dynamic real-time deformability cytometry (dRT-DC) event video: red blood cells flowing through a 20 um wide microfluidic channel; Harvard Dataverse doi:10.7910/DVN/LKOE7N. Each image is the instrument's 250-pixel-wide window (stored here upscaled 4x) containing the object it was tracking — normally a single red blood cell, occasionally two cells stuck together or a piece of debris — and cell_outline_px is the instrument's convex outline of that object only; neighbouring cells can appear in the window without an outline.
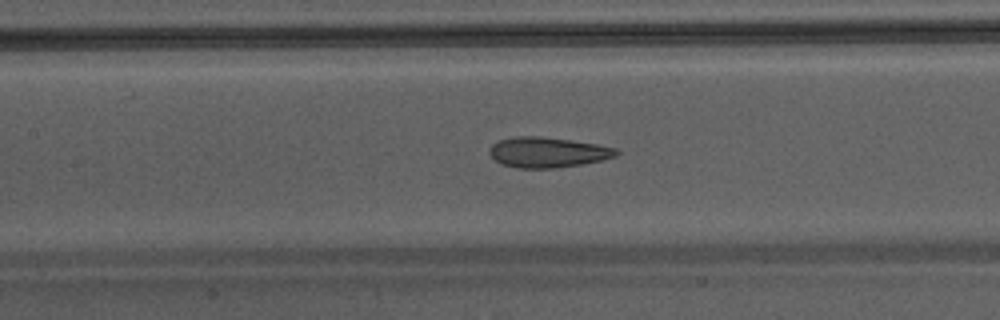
{"species": "Egyptian fruit bat (a non-hibernating species)", "species_latin": "Rousettus aegyptiacus", "temperature_condition": "warm", "stored_images_in_passage": 47, "camera_frame_rate_fps": 3000, "um_per_image_px": 0.085, "animal": {"sex": "male"}, "frame": {"image": 1, "passage_image": 23, "time_ms": 7.333, "image_size_px": [1000, 320], "cell_outline_px": [[620, 152], [616, 156], [600, 160], [580, 164], [556, 168], [516, 168], [504, 164], [496, 160], [488, 152], [492, 144], [500, 140], [516, 136], [540, 136], [596, 144], [616, 148]], "centroid_in_image_um": [46.54, 12.94], "position_along_channel_um": 160.9, "area_um2": 22.14}}
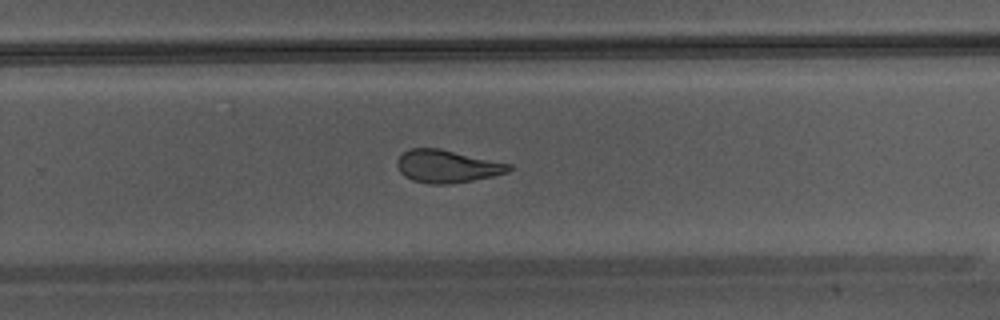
{"frame": {"image": 2, "passage_image": 32, "time_ms": 10.333, "image_size_px": [1000, 320], "cell_outline_px": [[512, 168], [508, 172], [492, 176], [472, 180], [448, 184], [428, 184], [412, 180], [404, 176], [400, 172], [396, 164], [396, 160], [408, 148], [440, 148], [512, 164]], "centroid_in_image_um": [37.98, 14.13], "position_along_channel_um": 291.8, "area_um2": 21.39}}
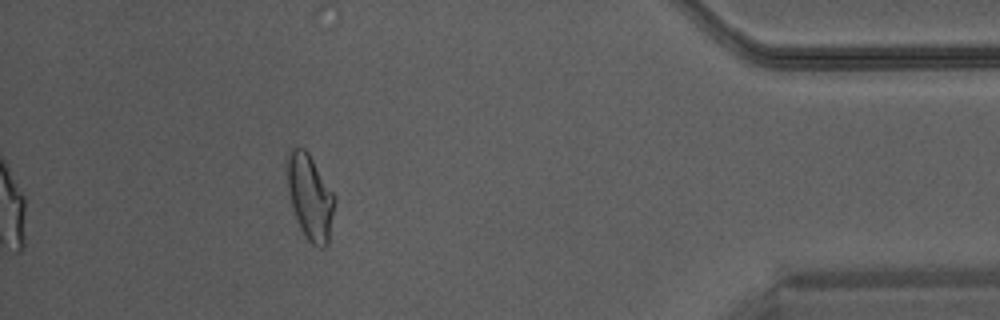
{"frame": {"image": 3, "passage_image": 43, "time_ms": 14.0, "image_size_px": [1000, 320], "cell_outline_px": [[336, 200], [328, 244], [324, 248], [320, 248], [312, 244], [304, 236], [300, 228], [292, 208], [288, 192], [288, 152], [292, 148], [304, 148], [308, 152], [336, 196]], "centroid_in_image_um": [26.38, 16.79], "position_along_channel_um": 408.8, "area_um2": 23.58}}